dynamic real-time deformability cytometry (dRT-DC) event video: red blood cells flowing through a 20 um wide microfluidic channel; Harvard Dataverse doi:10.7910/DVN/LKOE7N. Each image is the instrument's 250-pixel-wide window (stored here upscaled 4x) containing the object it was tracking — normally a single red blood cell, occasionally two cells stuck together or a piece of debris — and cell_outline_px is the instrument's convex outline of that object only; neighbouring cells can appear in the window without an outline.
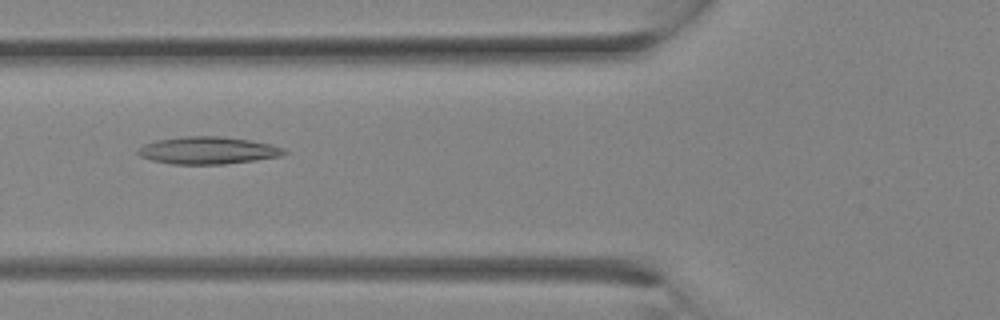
{"species": "Egyptian fruit bat (a non-hibernating species)", "species_latin": "Rousettus aegyptiacus", "temperature_condition": "room temperature", "stored_images_in_passage": 29, "camera_frame_rate_fps": 3000, "um_per_image_px": 0.085, "animal": {"sex": "female"}, "frame": {"image": 1, "passage_image": 11, "time_ms": 3.333, "image_size_px": [1000, 320], "cell_outline_px": [[288, 152], [284, 156], [256, 160], [224, 164], [172, 164], [152, 160], [140, 156], [136, 152], [144, 144], [156, 140], [184, 136], [220, 136], [248, 140], [272, 144], [284, 148]], "centroid_in_image_um": [17.71, 12.79], "position_along_channel_um": 108.1, "area_um2": 23.35}}
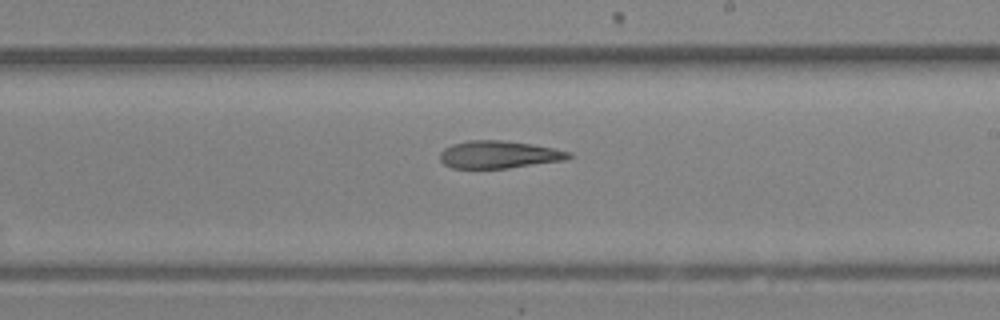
{"frame": {"image": 2, "passage_image": 17, "time_ms": 5.333, "image_size_px": [1000, 320], "cell_outline_px": [[572, 156], [564, 160], [508, 168], [452, 168], [444, 164], [440, 160], [440, 152], [444, 148], [452, 144], [468, 140], [500, 140], [532, 144], [572, 152]], "centroid_in_image_um": [42.38, 13.13], "position_along_channel_um": 246.6, "area_um2": 20.58}}
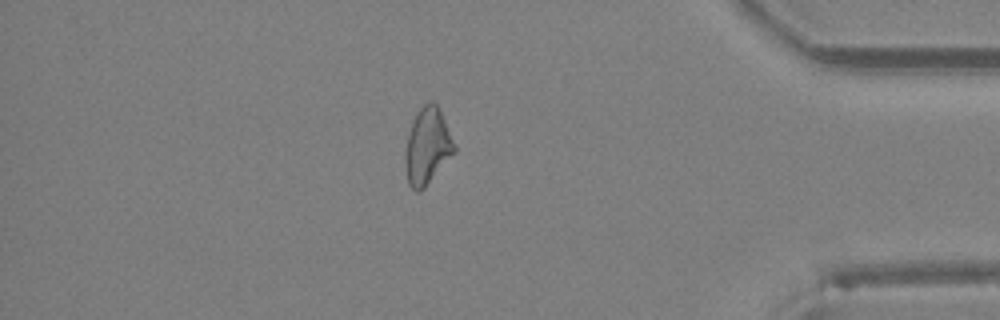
{"frame": {"image": 3, "passage_image": 25, "time_ms": 8.0, "image_size_px": [1000, 320], "cell_outline_px": [[456, 152], [424, 188], [420, 192], [416, 192], [408, 184], [404, 164], [404, 156], [408, 132], [412, 120], [416, 112], [428, 100], [432, 100], [440, 108], [456, 144]], "centroid_in_image_um": [36.33, 12.41], "position_along_channel_um": 398.9, "area_um2": 22.43}}